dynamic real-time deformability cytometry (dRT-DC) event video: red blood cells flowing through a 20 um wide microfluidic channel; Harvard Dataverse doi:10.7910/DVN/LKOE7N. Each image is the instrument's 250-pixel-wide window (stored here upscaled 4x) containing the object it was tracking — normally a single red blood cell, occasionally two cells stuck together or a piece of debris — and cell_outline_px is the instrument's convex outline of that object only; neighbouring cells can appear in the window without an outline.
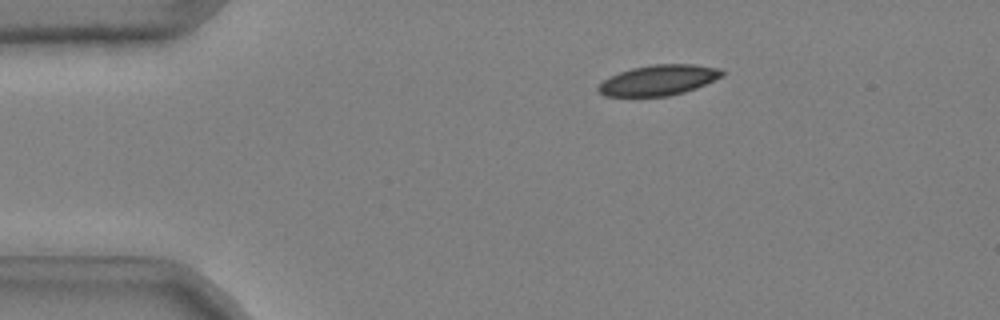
{"species": "common noctule bat (a hibernating species)", "species_latin": "Nyctalus noctula", "temperature_condition": "cold", "stored_images_in_passage": 40, "camera_frame_rate_fps": 3000, "um_per_image_px": 0.085, "animal": {"sex": "male", "body_mass_g": 20.4}, "frame": {"image": 1, "passage_image": 2, "time_ms": 0.333, "image_size_px": [1000, 320], "cell_outline_px": [[724, 76], [696, 88], [684, 92], [668, 96], [604, 96], [596, 88], [604, 80], [620, 72], [632, 68], [652, 64], [692, 64], [720, 68], [724, 72]], "centroid_in_image_um": [56.01, 6.81], "position_along_channel_um": 29.0, "area_um2": 21.85}}
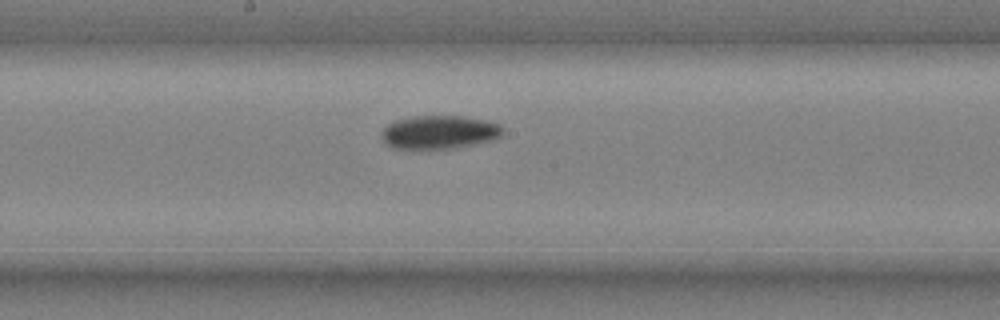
{"frame": {"image": 2, "passage_image": 21, "time_ms": 6.667, "image_size_px": [1000, 320], "cell_outline_px": [[504, 132], [496, 140], [456, 148], [392, 148], [384, 144], [380, 136], [380, 132], [388, 124], [396, 120], [412, 116], [460, 116], [484, 120], [500, 124], [504, 128]], "centroid_in_image_um": [37.34, 11.24], "position_along_channel_um": 210.9, "area_um2": 23.87}}
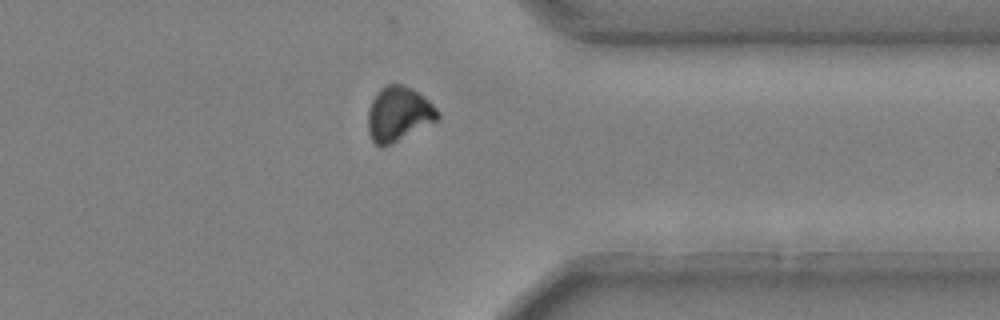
{"frame": {"image": 3, "passage_image": 35, "time_ms": 11.333, "image_size_px": [1000, 320], "cell_outline_px": [[440, 116], [436, 120], [380, 148], [372, 140], [368, 132], [368, 108], [376, 92], [380, 88], [388, 84], [404, 84], [412, 88], [424, 96], [436, 108]], "centroid_in_image_um": [33.84, 9.64], "position_along_channel_um": 377.6, "area_um2": 21.79}, "authors_computed_cell_mechanics": {"area_um2": 23.1778, "velocity_mm_per_s": 3.6953, "shape_relaxation_time_tau1_ms": 9.8681, "shape_relaxation_time_tau2_ms": null, "deformation_change_tau1": 0.1789, "deformation_change_tau2": null}}